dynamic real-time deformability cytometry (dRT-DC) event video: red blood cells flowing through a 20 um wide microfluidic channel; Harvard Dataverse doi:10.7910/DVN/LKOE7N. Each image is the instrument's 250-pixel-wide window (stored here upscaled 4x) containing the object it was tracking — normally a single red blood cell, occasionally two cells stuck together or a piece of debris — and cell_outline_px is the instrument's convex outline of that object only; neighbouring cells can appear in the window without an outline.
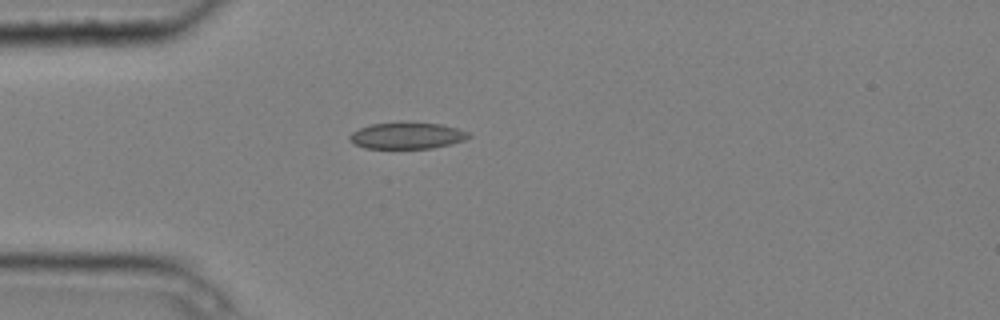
{"species": "common noctule bat (a hibernating species)", "species_latin": "Nyctalus noctula", "temperature_condition": "cold", "stored_images_in_passage": 1, "camera_frame_rate_fps": 3000, "um_per_image_px": 0.085, "animal": {"sex": "male", "body_mass_g": 20.4}, "frame": {"image": 1, "passage_image": 1, "time_ms": 0.0, "image_size_px": [1000, 320], "cell_outline_px": [[472, 136], [464, 140], [452, 144], [432, 148], [364, 148], [348, 140], [348, 136], [352, 132], [360, 128], [372, 124], [400, 120], [440, 124], [456, 128], [468, 132]], "centroid_in_image_um": [34.58, 11.5], "position_along_channel_um": 50.4, "area_um2": 18.79}}